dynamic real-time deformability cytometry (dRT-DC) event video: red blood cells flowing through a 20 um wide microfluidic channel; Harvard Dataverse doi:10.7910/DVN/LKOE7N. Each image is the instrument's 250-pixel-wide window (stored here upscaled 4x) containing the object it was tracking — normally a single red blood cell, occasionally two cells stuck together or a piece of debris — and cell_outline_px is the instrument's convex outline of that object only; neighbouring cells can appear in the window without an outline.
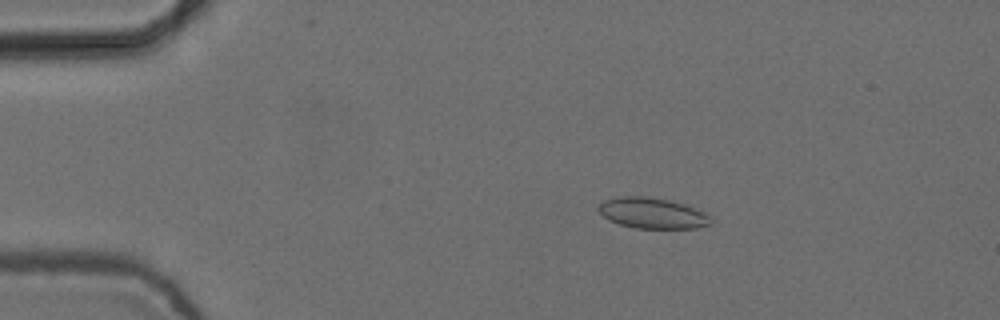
{"species": "common noctule bat (a hibernating species)", "species_latin": "Nyctalus noctula", "temperature_condition": "cold", "stored_images_in_passage": 4, "camera_frame_rate_fps": 3000, "um_per_image_px": 0.085, "animal": {"sex": "female", "body_mass_g": 24.6, "forearm_length_mm": 56.2}, "frame": {"image": 1, "passage_image": 3, "time_ms": 0.667, "image_size_px": [1000, 320], "cell_outline_px": [[712, 224], [696, 228], [636, 228], [620, 224], [608, 220], [596, 208], [604, 200], [620, 196], [648, 196], [668, 200], [684, 204], [704, 212], [712, 220]], "centroid_in_image_um": [55.43, 18.11], "position_along_channel_um": 29.6, "area_um2": 20.06}}